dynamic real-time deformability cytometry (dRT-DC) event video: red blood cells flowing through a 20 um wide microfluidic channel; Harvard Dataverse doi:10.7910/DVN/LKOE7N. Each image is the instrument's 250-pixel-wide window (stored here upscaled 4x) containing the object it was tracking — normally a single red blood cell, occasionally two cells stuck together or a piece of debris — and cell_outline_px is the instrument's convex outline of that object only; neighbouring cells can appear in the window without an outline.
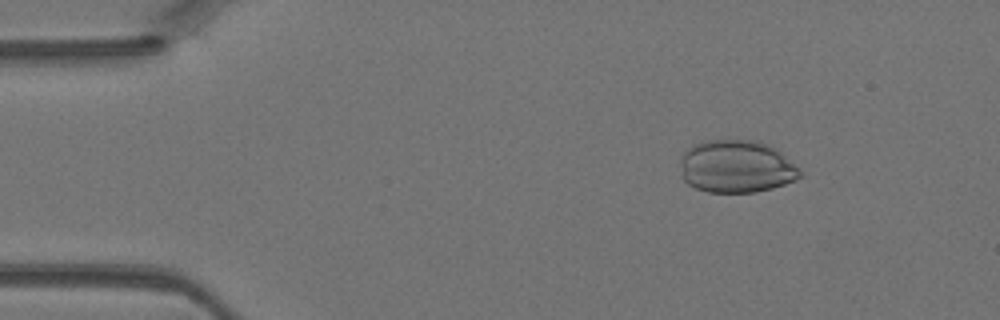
{"species": "Egyptian fruit bat (a non-hibernating species)", "species_latin": "Rousettus aegyptiacus", "temperature_condition": "warm", "stored_images_in_passage": 42, "camera_frame_rate_fps": 3000, "um_per_image_px": 0.085, "animal": {"sex": "female"}, "frame": {"image": 1, "passage_image": 4, "time_ms": 1.0, "image_size_px": [1000, 320], "cell_outline_px": [[804, 176], [796, 180], [772, 188], [756, 192], [708, 192], [696, 188], [688, 184], [680, 176], [680, 156], [692, 144], [708, 140], [756, 140], [776, 148], [804, 172]], "centroid_in_image_um": [62.59, 14.16], "position_along_channel_um": 22.4, "area_um2": 37.22}}
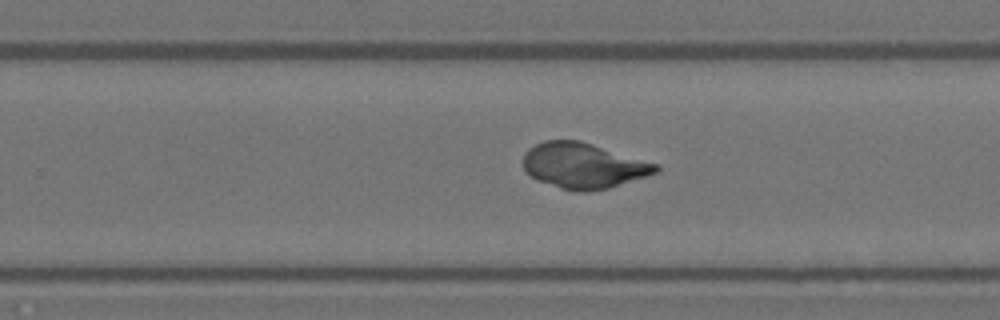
{"frame": {"image": 2, "passage_image": 26, "time_ms": 8.333, "image_size_px": [1000, 320], "cell_outline_px": [[660, 168], [656, 172], [648, 176], [608, 188], [584, 192], [576, 192], [560, 188], [536, 180], [524, 168], [524, 152], [528, 148], [544, 140], [580, 140], [660, 164]], "centroid_in_image_um": [49.61, 14.07], "position_along_channel_um": 280.2, "area_um2": 35.32}}
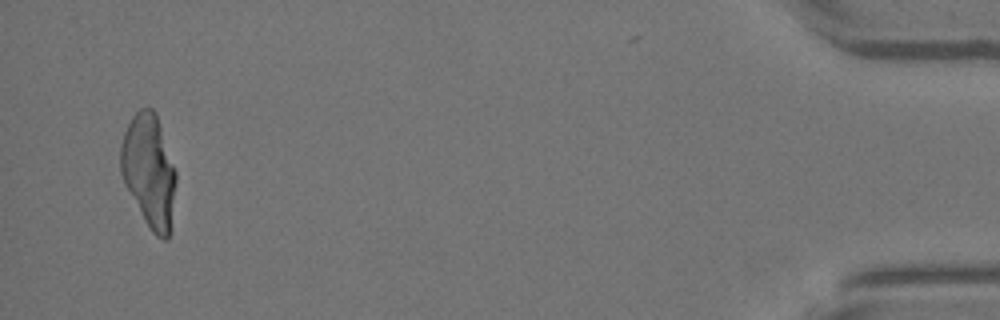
{"frame": {"image": 3, "passage_image": 41, "time_ms": 13.333, "image_size_px": [1000, 320], "cell_outline_px": [[176, 184], [172, 232], [168, 240], [164, 240], [156, 236], [148, 228], [124, 184], [120, 172], [120, 144], [124, 132], [132, 116], [140, 108], [152, 108], [156, 112], [176, 172]], "centroid_in_image_um": [12.68, 14.58], "position_along_channel_um": 422.5, "area_um2": 37.11}}